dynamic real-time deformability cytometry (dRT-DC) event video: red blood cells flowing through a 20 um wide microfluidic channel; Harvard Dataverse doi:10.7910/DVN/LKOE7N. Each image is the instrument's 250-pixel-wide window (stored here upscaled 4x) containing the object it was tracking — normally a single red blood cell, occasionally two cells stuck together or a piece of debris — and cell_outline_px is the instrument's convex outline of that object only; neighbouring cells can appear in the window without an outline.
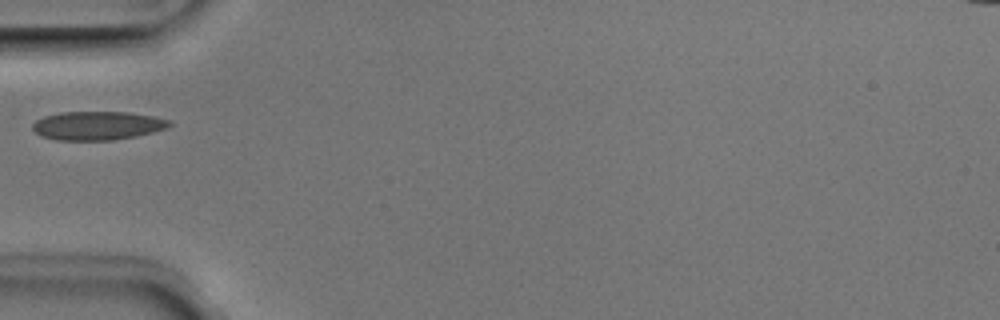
{"species": "Egyptian fruit bat (a non-hibernating species)", "species_latin": "Rousettus aegyptiacus", "temperature_condition": "room temperature", "stored_images_in_passage": 35, "camera_frame_rate_fps": 3000, "um_per_image_px": 0.085, "animal": {"sex": "male"}, "frame": {"image": 1, "passage_image": 1, "time_ms": 0.0, "image_size_px": [1000, 320], "cell_outline_px": [[172, 124], [168, 128], [136, 136], [112, 140], [56, 140], [40, 136], [32, 128], [32, 124], [36, 120], [44, 116], [60, 112], [128, 112], [152, 116], [172, 120]], "centroid_in_image_um": [8.28, 10.68], "position_along_channel_um": 76.7, "area_um2": 22.95}}
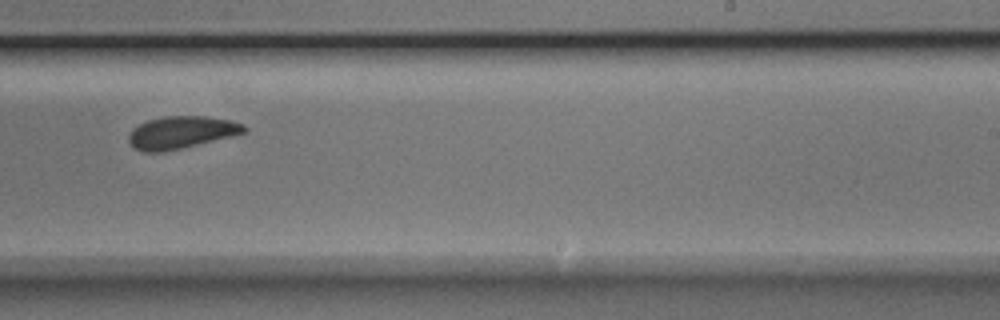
{"frame": {"image": 2, "passage_image": 16, "time_ms": 5.0, "image_size_px": [1000, 320], "cell_outline_px": [[248, 132], [236, 136], [164, 152], [144, 152], [136, 148], [128, 140], [128, 136], [132, 128], [148, 120], [164, 116], [204, 116], [232, 120], [244, 124], [248, 128]], "centroid_in_image_um": [15.48, 11.25], "position_along_channel_um": 273.5, "area_um2": 22.08}}
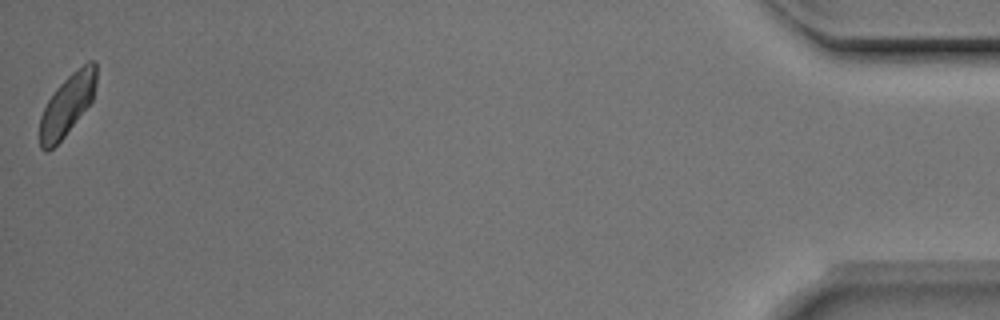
{"frame": {"image": 3, "passage_image": 35, "time_ms": 11.333, "image_size_px": [1000, 320], "cell_outline_px": [[96, 84], [92, 100], [64, 136], [48, 152], [44, 152], [40, 148], [40, 116], [48, 100], [56, 88], [72, 72], [88, 60], [96, 60]], "centroid_in_image_um": [5.71, 8.89], "position_along_channel_um": 429.5, "area_um2": 19.88}}